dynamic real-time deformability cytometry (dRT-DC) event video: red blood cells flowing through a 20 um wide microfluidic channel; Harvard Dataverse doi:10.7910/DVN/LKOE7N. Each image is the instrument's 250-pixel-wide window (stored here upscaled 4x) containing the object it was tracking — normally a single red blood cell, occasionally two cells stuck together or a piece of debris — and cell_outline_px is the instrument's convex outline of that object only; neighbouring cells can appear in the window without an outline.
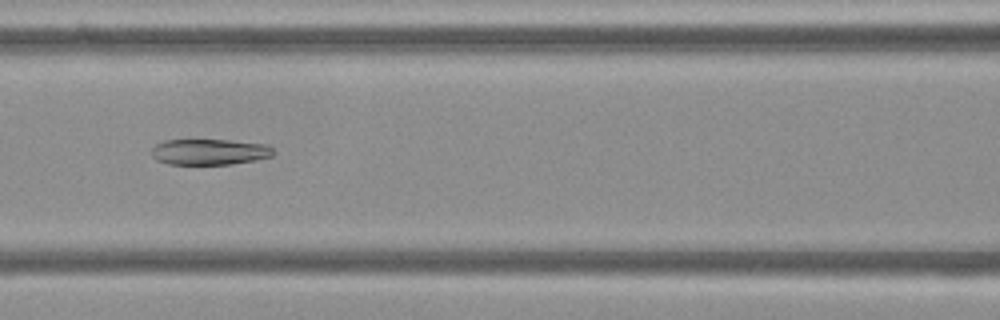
{"species": "Egyptian fruit bat (a non-hibernating species)", "species_latin": "Rousettus aegyptiacus", "temperature_condition": "cold", "stored_images_in_passage": 42, "camera_frame_rate_fps": 3000, "um_per_image_px": 0.085, "frame": {"image": 1, "passage_image": 11, "time_ms": 3.333, "image_size_px": [1000, 320], "cell_outline_px": [[276, 152], [272, 156], [256, 160], [232, 164], [168, 164], [156, 160], [152, 156], [152, 148], [156, 144], [164, 140], [228, 140], [268, 144]], "centroid_in_image_um": [17.83, 12.91], "position_along_channel_um": 148.8, "area_um2": 18.5}}
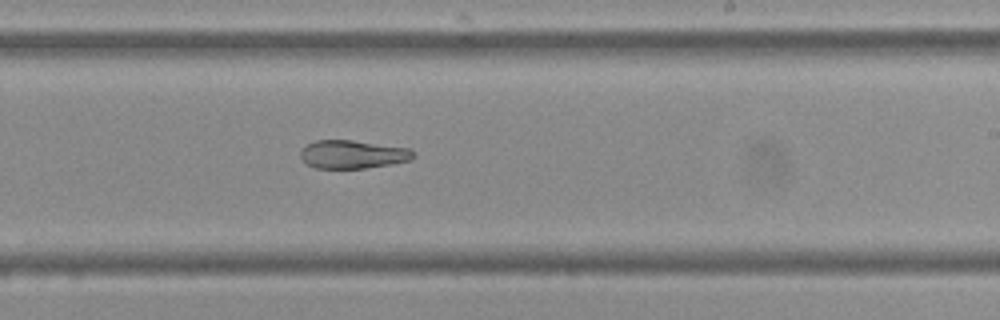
{"frame": {"image": 2, "passage_image": 20, "time_ms": 6.333, "image_size_px": [1000, 320], "cell_outline_px": [[416, 156], [412, 160], [392, 164], [364, 168], [316, 168], [308, 164], [300, 156], [300, 152], [308, 144], [316, 140], [352, 140], [412, 148], [416, 152]], "centroid_in_image_um": [30.07, 13.11], "position_along_channel_um": 258.9, "area_um2": 18.73}}
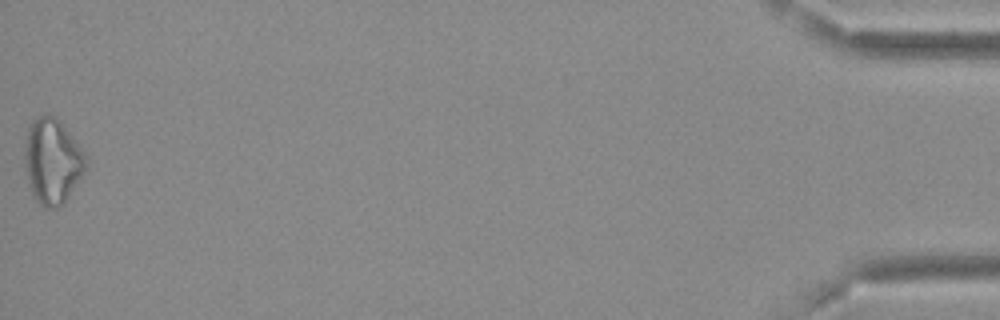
{"frame": {"image": 3, "passage_image": 42, "time_ms": 13.667, "image_size_px": [1000, 320], "cell_outline_px": [[88, 168], [64, 204], [56, 208], [44, 208], [32, 196], [28, 184], [24, 156], [24, 152], [28, 128], [32, 120], [44, 112], [56, 116], [60, 120], [88, 156]], "centroid_in_image_um": [4.48, 13.7], "position_along_channel_um": 430.7, "area_um2": 31.21}, "authors_computed_cell_mechanics": {"area_um2": 21.2126, "velocity_mm_per_s": 3.6971, "shape_relaxation_time_tau1_ms": null, "shape_relaxation_time_tau2_ms": 6.6417, "deformation_change_tau1": null, "deformation_change_tau2": 0.1207}}